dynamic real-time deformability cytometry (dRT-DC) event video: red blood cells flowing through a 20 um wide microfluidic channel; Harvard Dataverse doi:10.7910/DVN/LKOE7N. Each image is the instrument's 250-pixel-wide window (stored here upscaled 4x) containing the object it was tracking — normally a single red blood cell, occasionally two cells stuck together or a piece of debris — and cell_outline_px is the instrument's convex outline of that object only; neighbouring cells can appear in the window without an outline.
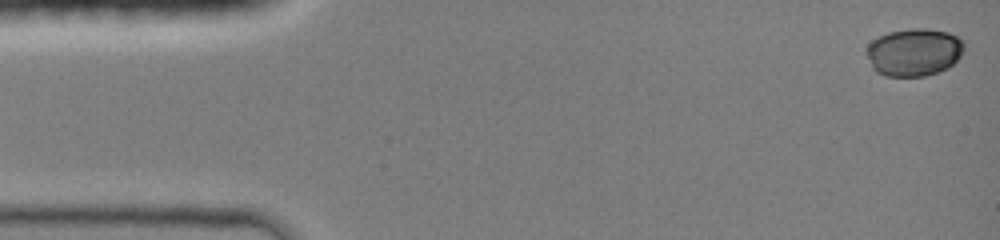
{"species": "common noctule bat (a hibernating species)", "species_latin": "Nyctalus noctula", "temperature_condition": "room temperature", "stored_images_in_passage": 8, "camera_frame_rate_fps": 3000, "um_per_image_px": 0.085, "animal": {"sex": "female", "body_mass_g": 19.0, "forearm_length_mm": 51.5}, "frame": {"image": 1, "passage_image": 1, "time_ms": 0.0, "image_size_px": [1000, 240], "cell_outline_px": [[964, 52], [948, 68], [924, 76], [884, 76], [876, 72], [872, 68], [864, 52], [868, 44], [872, 40], [888, 32], [912, 28], [928, 28], [948, 32], [956, 36], [964, 44]], "centroid_in_image_um": [77.65, 4.43], "position_along_channel_um": 7.3, "area_um2": 27.34}}